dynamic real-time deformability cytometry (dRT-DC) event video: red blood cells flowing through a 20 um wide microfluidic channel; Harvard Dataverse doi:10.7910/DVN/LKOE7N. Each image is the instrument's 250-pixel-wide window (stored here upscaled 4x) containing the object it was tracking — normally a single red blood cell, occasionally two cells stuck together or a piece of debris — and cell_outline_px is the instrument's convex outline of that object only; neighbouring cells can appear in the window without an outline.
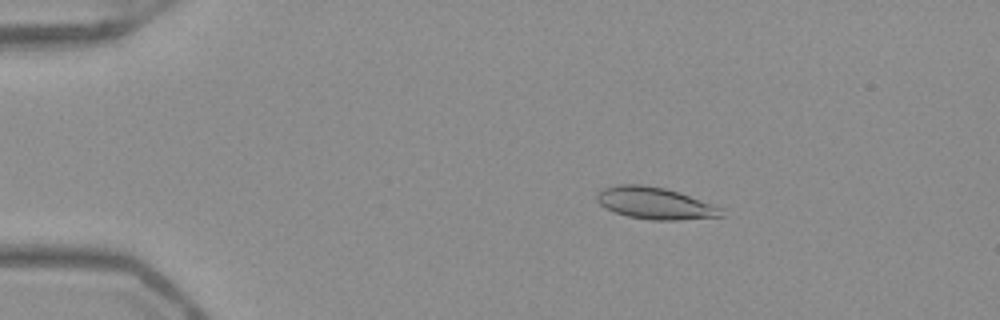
{"species": "Egyptian fruit bat (a non-hibernating species)", "species_latin": "Rousettus aegyptiacus", "temperature_condition": "warm", "stored_images_in_passage": 45, "camera_frame_rate_fps": 3000, "um_per_image_px": 0.085, "frame": {"image": 1, "passage_image": 3, "time_ms": 0.667, "image_size_px": [1000, 320], "cell_outline_px": [[724, 216], [680, 220], [652, 220], [628, 216], [616, 212], [600, 204], [596, 200], [596, 196], [604, 188], [620, 184], [640, 184], [664, 188], [724, 208]], "centroid_in_image_um": [55.71, 17.28], "position_along_channel_um": 29.3, "area_um2": 22.77}}
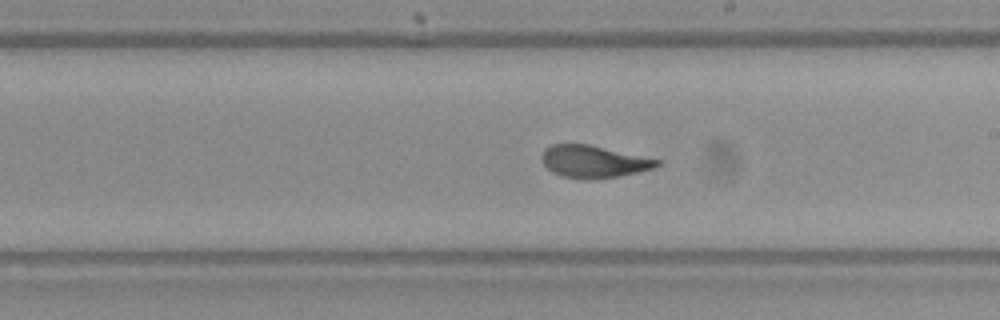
{"frame": {"image": 2, "passage_image": 24, "time_ms": 7.667, "image_size_px": [1000, 320], "cell_outline_px": [[660, 164], [652, 168], [620, 176], [560, 176], [552, 172], [544, 164], [540, 156], [544, 148], [552, 144], [588, 144], [660, 160]], "centroid_in_image_um": [50.41, 13.68], "position_along_channel_um": 238.6, "area_um2": 20.69}}
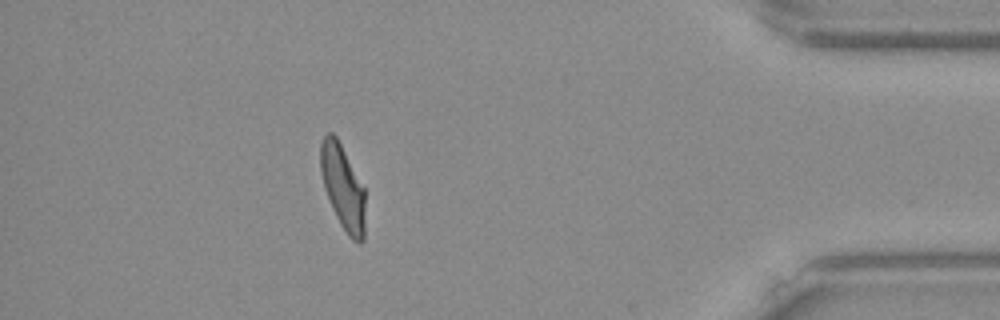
{"frame": {"image": 3, "passage_image": 40, "time_ms": 13.0, "image_size_px": [1000, 320], "cell_outline_px": [[364, 240], [360, 244], [352, 240], [348, 236], [340, 224], [332, 208], [324, 188], [320, 172], [320, 144], [324, 136], [328, 132], [332, 132], [336, 136], [364, 188]], "centroid_in_image_um": [29.12, 15.93], "position_along_channel_um": 406.1, "area_um2": 21.91}, "authors_computed_cell_mechanics": {"area_um2": 22.6576, "velocity_mm_per_s": 3.9574, "shape_relaxation_time_tau1_ms": 4.6323, "shape_relaxation_time_tau2_ms": 0.8585, "deformation_change_tau1": 0.1901, "deformation_change_tau2": 0.0736}}